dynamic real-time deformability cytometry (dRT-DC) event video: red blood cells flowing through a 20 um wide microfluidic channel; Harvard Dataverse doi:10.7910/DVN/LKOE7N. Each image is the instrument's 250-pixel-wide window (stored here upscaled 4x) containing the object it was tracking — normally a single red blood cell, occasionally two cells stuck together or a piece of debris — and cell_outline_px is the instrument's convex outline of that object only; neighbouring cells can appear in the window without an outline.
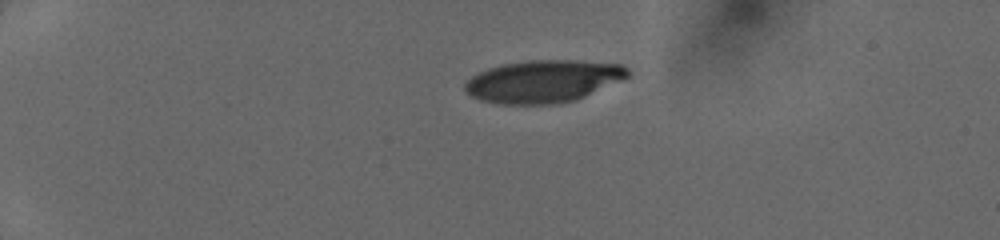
{"species": "human", "species_latin": "Homo sapiens", "temperature_condition": "cold", "stored_images_in_passage": 32, "camera_frame_rate_fps": 3000, "um_per_image_px": 0.085, "donor": {"sex": "female"}, "frame": {"image": 1, "passage_image": 1, "time_ms": 0.0, "image_size_px": [1000, 240], "cell_outline_px": [[628, 76], [576, 100], [556, 104], [500, 104], [480, 100], [472, 96], [464, 88], [464, 84], [472, 76], [488, 68], [504, 64], [532, 60], [576, 60], [620, 64], [628, 68]], "centroid_in_image_um": [46.16, 6.91], "position_along_channel_um": 38.8, "area_um2": 39.88}}
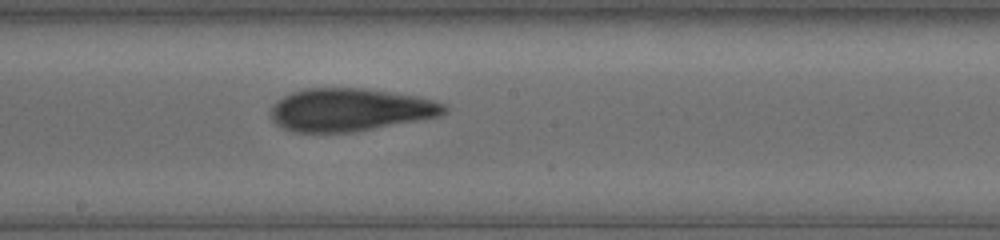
{"frame": {"image": 2, "passage_image": 15, "time_ms": 6.0, "image_size_px": [1000, 240], "cell_outline_px": [[448, 112], [436, 116], [416, 120], [352, 132], [296, 132], [284, 128], [276, 124], [272, 120], [268, 112], [272, 104], [276, 100], [292, 92], [304, 88], [364, 88], [416, 96], [432, 100], [444, 104], [448, 108]], "centroid_in_image_um": [29.67, 9.32], "position_along_channel_um": 218.5, "area_um2": 43.12}}
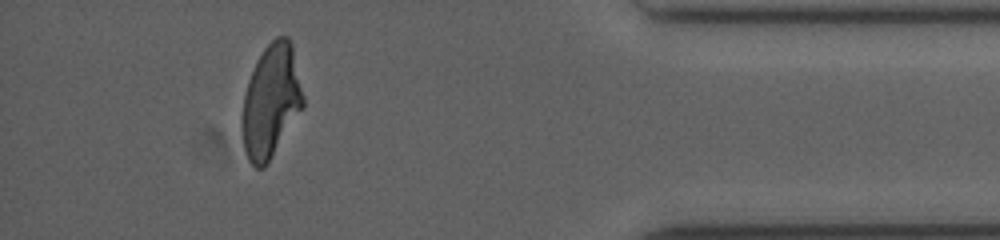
{"frame": {"image": 3, "passage_image": 28, "time_ms": 11.333, "image_size_px": [1000, 240], "cell_outline_px": [[304, 104], [264, 168], [256, 168], [248, 160], [244, 148], [240, 132], [240, 120], [244, 96], [248, 80], [256, 60], [264, 48], [276, 36], [288, 36], [292, 44], [304, 96]], "centroid_in_image_um": [23.0, 8.58], "position_along_channel_um": 412.2, "area_um2": 40.17}}